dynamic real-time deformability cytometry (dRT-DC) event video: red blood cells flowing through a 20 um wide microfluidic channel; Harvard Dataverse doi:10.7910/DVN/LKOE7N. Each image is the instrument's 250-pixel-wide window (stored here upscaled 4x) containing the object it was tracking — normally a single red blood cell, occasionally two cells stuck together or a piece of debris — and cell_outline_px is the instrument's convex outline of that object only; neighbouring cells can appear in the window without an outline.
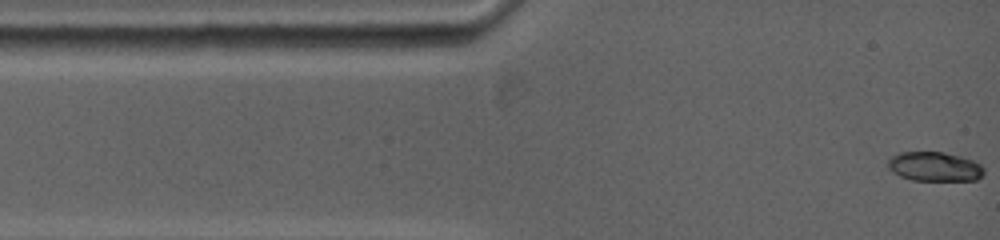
{"species": "common noctule bat (a hibernating species)", "species_latin": "Nyctalus noctula", "temperature_condition": "warm", "stored_images_in_passage": 2, "camera_frame_rate_fps": 5000, "um_per_image_px": 0.085, "animal": {"sex": "female", "body_mass_g": 19.0, "forearm_length_mm": 53.3}, "frame": {"image": 1, "passage_image": 2, "time_ms": 0.4, "image_size_px": [1000, 240], "cell_outline_px": [[984, 172], [976, 180], [912, 180], [900, 176], [892, 172], [888, 168], [888, 160], [892, 156], [900, 152], [944, 152], [960, 156], [972, 160], [980, 164], [984, 168]], "centroid_in_image_um": [79.42, 14.16], "position_along_channel_um": 5.6, "area_um2": 16.36}}